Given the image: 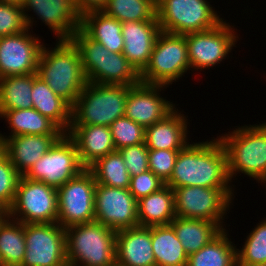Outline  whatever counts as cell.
Listing matches in <instances>:
<instances>
[{"mask_svg": "<svg viewBox=\"0 0 266 266\" xmlns=\"http://www.w3.org/2000/svg\"><path fill=\"white\" fill-rule=\"evenodd\" d=\"M66 230L68 266H113L116 264V231L93 221Z\"/></svg>", "mask_w": 266, "mask_h": 266, "instance_id": "cell-4", "label": "cell"}, {"mask_svg": "<svg viewBox=\"0 0 266 266\" xmlns=\"http://www.w3.org/2000/svg\"><path fill=\"white\" fill-rule=\"evenodd\" d=\"M116 264L119 266H156L151 226H136L116 231Z\"/></svg>", "mask_w": 266, "mask_h": 266, "instance_id": "cell-20", "label": "cell"}, {"mask_svg": "<svg viewBox=\"0 0 266 266\" xmlns=\"http://www.w3.org/2000/svg\"><path fill=\"white\" fill-rule=\"evenodd\" d=\"M37 73L0 78V110L33 108L31 92Z\"/></svg>", "mask_w": 266, "mask_h": 266, "instance_id": "cell-32", "label": "cell"}, {"mask_svg": "<svg viewBox=\"0 0 266 266\" xmlns=\"http://www.w3.org/2000/svg\"><path fill=\"white\" fill-rule=\"evenodd\" d=\"M108 0H73L75 8L80 16L91 11H101Z\"/></svg>", "mask_w": 266, "mask_h": 266, "instance_id": "cell-42", "label": "cell"}, {"mask_svg": "<svg viewBox=\"0 0 266 266\" xmlns=\"http://www.w3.org/2000/svg\"><path fill=\"white\" fill-rule=\"evenodd\" d=\"M262 127L266 130V122L261 124Z\"/></svg>", "mask_w": 266, "mask_h": 266, "instance_id": "cell-48", "label": "cell"}, {"mask_svg": "<svg viewBox=\"0 0 266 266\" xmlns=\"http://www.w3.org/2000/svg\"><path fill=\"white\" fill-rule=\"evenodd\" d=\"M96 181L93 173L84 169L57 189V223L68 228L76 224L95 221L94 195Z\"/></svg>", "mask_w": 266, "mask_h": 266, "instance_id": "cell-12", "label": "cell"}, {"mask_svg": "<svg viewBox=\"0 0 266 266\" xmlns=\"http://www.w3.org/2000/svg\"><path fill=\"white\" fill-rule=\"evenodd\" d=\"M0 118L9 124L11 132L8 136L0 133L5 141L16 135H63L64 132L48 117L41 115L36 109L0 110Z\"/></svg>", "mask_w": 266, "mask_h": 266, "instance_id": "cell-25", "label": "cell"}, {"mask_svg": "<svg viewBox=\"0 0 266 266\" xmlns=\"http://www.w3.org/2000/svg\"><path fill=\"white\" fill-rule=\"evenodd\" d=\"M234 30L223 18L212 29L185 34L190 70L214 67L226 59L239 39Z\"/></svg>", "mask_w": 266, "mask_h": 266, "instance_id": "cell-14", "label": "cell"}, {"mask_svg": "<svg viewBox=\"0 0 266 266\" xmlns=\"http://www.w3.org/2000/svg\"><path fill=\"white\" fill-rule=\"evenodd\" d=\"M8 215V211L6 209H0V223L5 219Z\"/></svg>", "mask_w": 266, "mask_h": 266, "instance_id": "cell-44", "label": "cell"}, {"mask_svg": "<svg viewBox=\"0 0 266 266\" xmlns=\"http://www.w3.org/2000/svg\"><path fill=\"white\" fill-rule=\"evenodd\" d=\"M27 29L22 6L0 2V37L21 33Z\"/></svg>", "mask_w": 266, "mask_h": 266, "instance_id": "cell-38", "label": "cell"}, {"mask_svg": "<svg viewBox=\"0 0 266 266\" xmlns=\"http://www.w3.org/2000/svg\"><path fill=\"white\" fill-rule=\"evenodd\" d=\"M218 138L227 153L230 181L240 172L257 182L266 176V130L261 124L238 126Z\"/></svg>", "mask_w": 266, "mask_h": 266, "instance_id": "cell-5", "label": "cell"}, {"mask_svg": "<svg viewBox=\"0 0 266 266\" xmlns=\"http://www.w3.org/2000/svg\"><path fill=\"white\" fill-rule=\"evenodd\" d=\"M173 191L176 216L212 221L225 229L223 220L235 196L233 188L184 186Z\"/></svg>", "mask_w": 266, "mask_h": 266, "instance_id": "cell-9", "label": "cell"}, {"mask_svg": "<svg viewBox=\"0 0 266 266\" xmlns=\"http://www.w3.org/2000/svg\"><path fill=\"white\" fill-rule=\"evenodd\" d=\"M28 29H33V22L28 10L37 15L39 20L57 35V40H70L80 28L81 16L73 0H23L21 3ZM27 11V13H26Z\"/></svg>", "mask_w": 266, "mask_h": 266, "instance_id": "cell-17", "label": "cell"}, {"mask_svg": "<svg viewBox=\"0 0 266 266\" xmlns=\"http://www.w3.org/2000/svg\"><path fill=\"white\" fill-rule=\"evenodd\" d=\"M80 29L109 51L122 53L124 47L122 23L117 19L106 15L103 11L87 12L81 16Z\"/></svg>", "mask_w": 266, "mask_h": 266, "instance_id": "cell-24", "label": "cell"}, {"mask_svg": "<svg viewBox=\"0 0 266 266\" xmlns=\"http://www.w3.org/2000/svg\"><path fill=\"white\" fill-rule=\"evenodd\" d=\"M266 183V176H264L258 183ZM265 187H266V184H265ZM266 189V188H265Z\"/></svg>", "mask_w": 266, "mask_h": 266, "instance_id": "cell-47", "label": "cell"}, {"mask_svg": "<svg viewBox=\"0 0 266 266\" xmlns=\"http://www.w3.org/2000/svg\"><path fill=\"white\" fill-rule=\"evenodd\" d=\"M167 87L141 82L132 86L126 98L124 115L145 128L163 120L177 108L160 95Z\"/></svg>", "mask_w": 266, "mask_h": 266, "instance_id": "cell-18", "label": "cell"}, {"mask_svg": "<svg viewBox=\"0 0 266 266\" xmlns=\"http://www.w3.org/2000/svg\"><path fill=\"white\" fill-rule=\"evenodd\" d=\"M119 22L158 21L156 0H108L101 10Z\"/></svg>", "mask_w": 266, "mask_h": 266, "instance_id": "cell-34", "label": "cell"}, {"mask_svg": "<svg viewBox=\"0 0 266 266\" xmlns=\"http://www.w3.org/2000/svg\"><path fill=\"white\" fill-rule=\"evenodd\" d=\"M25 244L20 266H68L66 230L57 222L25 224Z\"/></svg>", "mask_w": 266, "mask_h": 266, "instance_id": "cell-13", "label": "cell"}, {"mask_svg": "<svg viewBox=\"0 0 266 266\" xmlns=\"http://www.w3.org/2000/svg\"><path fill=\"white\" fill-rule=\"evenodd\" d=\"M22 175L5 155L0 160V205L8 210L14 202L16 190Z\"/></svg>", "mask_w": 266, "mask_h": 266, "instance_id": "cell-37", "label": "cell"}, {"mask_svg": "<svg viewBox=\"0 0 266 266\" xmlns=\"http://www.w3.org/2000/svg\"><path fill=\"white\" fill-rule=\"evenodd\" d=\"M188 119L177 109L163 120L146 127L145 144L148 149L182 150L188 142Z\"/></svg>", "mask_w": 266, "mask_h": 266, "instance_id": "cell-23", "label": "cell"}, {"mask_svg": "<svg viewBox=\"0 0 266 266\" xmlns=\"http://www.w3.org/2000/svg\"><path fill=\"white\" fill-rule=\"evenodd\" d=\"M132 86L88 82L71 109V126H110L124 116L126 98Z\"/></svg>", "mask_w": 266, "mask_h": 266, "instance_id": "cell-6", "label": "cell"}, {"mask_svg": "<svg viewBox=\"0 0 266 266\" xmlns=\"http://www.w3.org/2000/svg\"><path fill=\"white\" fill-rule=\"evenodd\" d=\"M62 135H16L4 141L6 156L23 176Z\"/></svg>", "mask_w": 266, "mask_h": 266, "instance_id": "cell-22", "label": "cell"}, {"mask_svg": "<svg viewBox=\"0 0 266 266\" xmlns=\"http://www.w3.org/2000/svg\"><path fill=\"white\" fill-rule=\"evenodd\" d=\"M122 54L140 74L150 60L155 41L161 32L158 21L122 22Z\"/></svg>", "mask_w": 266, "mask_h": 266, "instance_id": "cell-19", "label": "cell"}, {"mask_svg": "<svg viewBox=\"0 0 266 266\" xmlns=\"http://www.w3.org/2000/svg\"><path fill=\"white\" fill-rule=\"evenodd\" d=\"M109 127L115 150L145 143L146 128L125 115L116 119Z\"/></svg>", "mask_w": 266, "mask_h": 266, "instance_id": "cell-36", "label": "cell"}, {"mask_svg": "<svg viewBox=\"0 0 266 266\" xmlns=\"http://www.w3.org/2000/svg\"><path fill=\"white\" fill-rule=\"evenodd\" d=\"M264 219L248 233L241 250H236V265L266 263V218Z\"/></svg>", "mask_w": 266, "mask_h": 266, "instance_id": "cell-35", "label": "cell"}, {"mask_svg": "<svg viewBox=\"0 0 266 266\" xmlns=\"http://www.w3.org/2000/svg\"><path fill=\"white\" fill-rule=\"evenodd\" d=\"M66 134L75 142L80 161L85 168L115 151L109 126H70Z\"/></svg>", "mask_w": 266, "mask_h": 266, "instance_id": "cell-21", "label": "cell"}, {"mask_svg": "<svg viewBox=\"0 0 266 266\" xmlns=\"http://www.w3.org/2000/svg\"><path fill=\"white\" fill-rule=\"evenodd\" d=\"M94 210L95 221L114 231L139 226L137 200L129 189L96 184Z\"/></svg>", "mask_w": 266, "mask_h": 266, "instance_id": "cell-15", "label": "cell"}, {"mask_svg": "<svg viewBox=\"0 0 266 266\" xmlns=\"http://www.w3.org/2000/svg\"><path fill=\"white\" fill-rule=\"evenodd\" d=\"M231 182L227 153L217 136L210 141L190 143L180 150L165 185L172 189L184 186L233 188Z\"/></svg>", "mask_w": 266, "mask_h": 266, "instance_id": "cell-1", "label": "cell"}, {"mask_svg": "<svg viewBox=\"0 0 266 266\" xmlns=\"http://www.w3.org/2000/svg\"><path fill=\"white\" fill-rule=\"evenodd\" d=\"M223 229L196 253L188 256L187 266H236V246Z\"/></svg>", "mask_w": 266, "mask_h": 266, "instance_id": "cell-30", "label": "cell"}, {"mask_svg": "<svg viewBox=\"0 0 266 266\" xmlns=\"http://www.w3.org/2000/svg\"><path fill=\"white\" fill-rule=\"evenodd\" d=\"M190 70L186 37L161 31L150 60L140 73L144 84L170 85Z\"/></svg>", "mask_w": 266, "mask_h": 266, "instance_id": "cell-7", "label": "cell"}, {"mask_svg": "<svg viewBox=\"0 0 266 266\" xmlns=\"http://www.w3.org/2000/svg\"><path fill=\"white\" fill-rule=\"evenodd\" d=\"M165 183L151 170L130 177L129 191L138 201L152 193L159 191Z\"/></svg>", "mask_w": 266, "mask_h": 266, "instance_id": "cell-41", "label": "cell"}, {"mask_svg": "<svg viewBox=\"0 0 266 266\" xmlns=\"http://www.w3.org/2000/svg\"><path fill=\"white\" fill-rule=\"evenodd\" d=\"M8 216L21 223H56L58 217L57 189L44 182L22 176Z\"/></svg>", "mask_w": 266, "mask_h": 266, "instance_id": "cell-10", "label": "cell"}, {"mask_svg": "<svg viewBox=\"0 0 266 266\" xmlns=\"http://www.w3.org/2000/svg\"><path fill=\"white\" fill-rule=\"evenodd\" d=\"M236 266H266V263L252 264V265H236Z\"/></svg>", "mask_w": 266, "mask_h": 266, "instance_id": "cell-46", "label": "cell"}, {"mask_svg": "<svg viewBox=\"0 0 266 266\" xmlns=\"http://www.w3.org/2000/svg\"><path fill=\"white\" fill-rule=\"evenodd\" d=\"M139 226L168 225L176 217L174 191L165 185L159 191L137 201Z\"/></svg>", "mask_w": 266, "mask_h": 266, "instance_id": "cell-26", "label": "cell"}, {"mask_svg": "<svg viewBox=\"0 0 266 266\" xmlns=\"http://www.w3.org/2000/svg\"><path fill=\"white\" fill-rule=\"evenodd\" d=\"M130 175L136 176L149 170V149L145 143L126 146L118 150Z\"/></svg>", "mask_w": 266, "mask_h": 266, "instance_id": "cell-40", "label": "cell"}, {"mask_svg": "<svg viewBox=\"0 0 266 266\" xmlns=\"http://www.w3.org/2000/svg\"><path fill=\"white\" fill-rule=\"evenodd\" d=\"M179 151L149 149V170L166 183L173 173Z\"/></svg>", "mask_w": 266, "mask_h": 266, "instance_id": "cell-39", "label": "cell"}, {"mask_svg": "<svg viewBox=\"0 0 266 266\" xmlns=\"http://www.w3.org/2000/svg\"><path fill=\"white\" fill-rule=\"evenodd\" d=\"M97 184L129 189L130 175L118 150L99 158L88 168Z\"/></svg>", "mask_w": 266, "mask_h": 266, "instance_id": "cell-33", "label": "cell"}, {"mask_svg": "<svg viewBox=\"0 0 266 266\" xmlns=\"http://www.w3.org/2000/svg\"><path fill=\"white\" fill-rule=\"evenodd\" d=\"M84 169L75 142L64 133L23 176L58 189Z\"/></svg>", "mask_w": 266, "mask_h": 266, "instance_id": "cell-11", "label": "cell"}, {"mask_svg": "<svg viewBox=\"0 0 266 266\" xmlns=\"http://www.w3.org/2000/svg\"><path fill=\"white\" fill-rule=\"evenodd\" d=\"M31 98L34 109L41 115L48 117L64 133L69 131L72 107L56 95L48 84L38 76L33 81Z\"/></svg>", "mask_w": 266, "mask_h": 266, "instance_id": "cell-27", "label": "cell"}, {"mask_svg": "<svg viewBox=\"0 0 266 266\" xmlns=\"http://www.w3.org/2000/svg\"><path fill=\"white\" fill-rule=\"evenodd\" d=\"M23 0H0V2H10V3H15V4H20L22 3Z\"/></svg>", "mask_w": 266, "mask_h": 266, "instance_id": "cell-45", "label": "cell"}, {"mask_svg": "<svg viewBox=\"0 0 266 266\" xmlns=\"http://www.w3.org/2000/svg\"><path fill=\"white\" fill-rule=\"evenodd\" d=\"M6 155L4 141L0 138V160Z\"/></svg>", "mask_w": 266, "mask_h": 266, "instance_id": "cell-43", "label": "cell"}, {"mask_svg": "<svg viewBox=\"0 0 266 266\" xmlns=\"http://www.w3.org/2000/svg\"><path fill=\"white\" fill-rule=\"evenodd\" d=\"M161 31L185 35L209 30L223 19L207 0H156Z\"/></svg>", "mask_w": 266, "mask_h": 266, "instance_id": "cell-8", "label": "cell"}, {"mask_svg": "<svg viewBox=\"0 0 266 266\" xmlns=\"http://www.w3.org/2000/svg\"><path fill=\"white\" fill-rule=\"evenodd\" d=\"M70 40L79 50L87 82L124 86L140 83V74L122 53L109 51L80 28Z\"/></svg>", "mask_w": 266, "mask_h": 266, "instance_id": "cell-3", "label": "cell"}, {"mask_svg": "<svg viewBox=\"0 0 266 266\" xmlns=\"http://www.w3.org/2000/svg\"><path fill=\"white\" fill-rule=\"evenodd\" d=\"M56 41L52 49L43 45L37 75L72 107L88 82L78 48L71 40Z\"/></svg>", "mask_w": 266, "mask_h": 266, "instance_id": "cell-2", "label": "cell"}, {"mask_svg": "<svg viewBox=\"0 0 266 266\" xmlns=\"http://www.w3.org/2000/svg\"><path fill=\"white\" fill-rule=\"evenodd\" d=\"M170 224L188 256L199 251L223 230L212 221L178 216Z\"/></svg>", "mask_w": 266, "mask_h": 266, "instance_id": "cell-28", "label": "cell"}, {"mask_svg": "<svg viewBox=\"0 0 266 266\" xmlns=\"http://www.w3.org/2000/svg\"><path fill=\"white\" fill-rule=\"evenodd\" d=\"M151 243L156 266H187L188 255L171 224L151 226Z\"/></svg>", "mask_w": 266, "mask_h": 266, "instance_id": "cell-29", "label": "cell"}, {"mask_svg": "<svg viewBox=\"0 0 266 266\" xmlns=\"http://www.w3.org/2000/svg\"><path fill=\"white\" fill-rule=\"evenodd\" d=\"M29 30L0 37V78L37 73L44 43Z\"/></svg>", "mask_w": 266, "mask_h": 266, "instance_id": "cell-16", "label": "cell"}, {"mask_svg": "<svg viewBox=\"0 0 266 266\" xmlns=\"http://www.w3.org/2000/svg\"><path fill=\"white\" fill-rule=\"evenodd\" d=\"M25 249V224L7 215L0 223L1 266H20Z\"/></svg>", "mask_w": 266, "mask_h": 266, "instance_id": "cell-31", "label": "cell"}]
</instances>
